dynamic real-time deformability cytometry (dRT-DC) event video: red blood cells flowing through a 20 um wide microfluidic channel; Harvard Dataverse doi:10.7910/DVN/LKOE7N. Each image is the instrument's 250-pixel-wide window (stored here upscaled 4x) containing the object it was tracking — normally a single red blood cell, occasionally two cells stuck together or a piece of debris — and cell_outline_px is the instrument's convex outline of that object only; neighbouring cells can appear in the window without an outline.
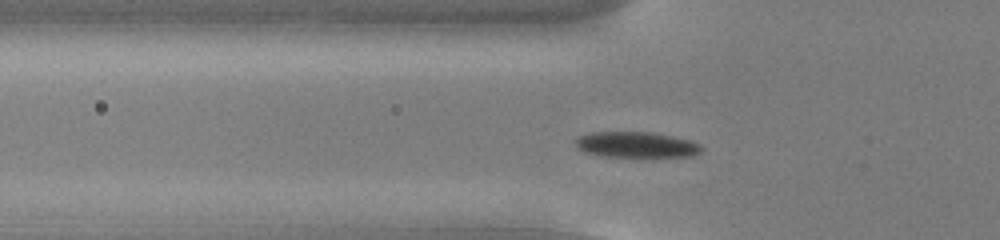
{"species": "common noctule bat (a hibernating species)", "species_latin": "Nyctalus noctula", "temperature_condition": "cold", "stored_images_in_passage": 48, "camera_frame_rate_fps": 3000, "um_per_image_px": 0.085, "animal": {"sex": "male", "body_mass_g": 13.0, "forearm_length_mm": 53.1}, "frame": {"image": 1, "passage_image": 12, "time_ms": 3.667, "image_size_px": [1000, 240], "cell_outline_px": [[704, 148], [700, 152], [692, 156], [600, 156], [584, 152], [576, 144], [576, 140], [580, 136], [592, 132], [652, 132], [692, 140], [700, 144]], "centroid_in_image_um": [54.13, 12.29], "position_along_channel_um": 71.7, "area_um2": 18.73}}
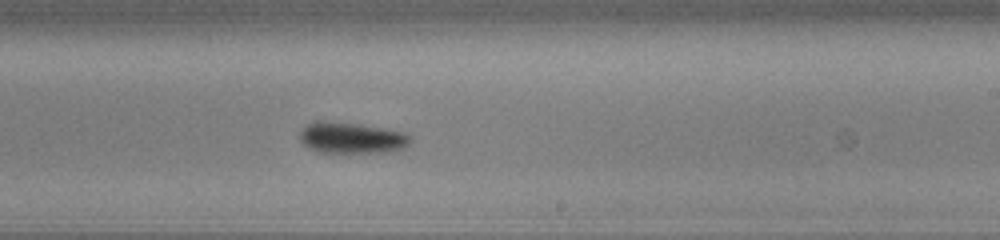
{"frame": {"image": 2, "passage_image": 27, "time_ms": 8.667, "image_size_px": [1000, 240], "cell_outline_px": [[412, 140], [404, 148], [392, 152], [320, 152], [308, 148], [300, 140], [300, 132], [312, 120], [328, 120], [360, 124], [384, 128], [404, 132], [412, 136]], "centroid_in_image_um": [29.9, 11.7], "position_along_channel_um": 259.1, "area_um2": 20.35}}
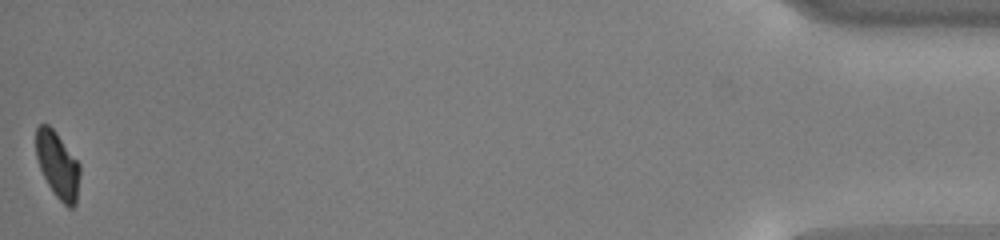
{"frame": {"image": 3, "passage_image": 48, "time_ms": 15.667, "image_size_px": [1000, 240], "cell_outline_px": [[80, 172], [76, 204], [72, 208], [68, 208], [52, 192], [40, 168], [36, 156], [36, 128], [40, 124], [48, 124], [56, 132], [80, 164]], "centroid_in_image_um": [4.91, 14.03], "position_along_channel_um": 430.3, "area_um2": 16.94}, "authors_computed_cell_mechanics": {"area_um2": 18.8428, "velocity_mm_per_s": 3.76, "shape_relaxation_time_tau1_ms": 1.7021, "shape_relaxation_time_tau2_ms": null, "deformation_change_tau1": 0.093, "deformation_change_tau2": null}}